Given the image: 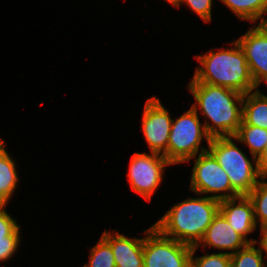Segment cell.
<instances>
[{"mask_svg": "<svg viewBox=\"0 0 267 267\" xmlns=\"http://www.w3.org/2000/svg\"><path fill=\"white\" fill-rule=\"evenodd\" d=\"M197 247L192 246L191 267H231V257L227 253H205L202 256H194Z\"/></svg>", "mask_w": 267, "mask_h": 267, "instance_id": "44dd1931", "label": "cell"}, {"mask_svg": "<svg viewBox=\"0 0 267 267\" xmlns=\"http://www.w3.org/2000/svg\"><path fill=\"white\" fill-rule=\"evenodd\" d=\"M11 156L5 141L0 138V205H8L20 182L16 160Z\"/></svg>", "mask_w": 267, "mask_h": 267, "instance_id": "5bb4252c", "label": "cell"}, {"mask_svg": "<svg viewBox=\"0 0 267 267\" xmlns=\"http://www.w3.org/2000/svg\"><path fill=\"white\" fill-rule=\"evenodd\" d=\"M171 165L162 154L147 151L133 153L127 172L131 190L150 202L164 180V171Z\"/></svg>", "mask_w": 267, "mask_h": 267, "instance_id": "ba28073f", "label": "cell"}, {"mask_svg": "<svg viewBox=\"0 0 267 267\" xmlns=\"http://www.w3.org/2000/svg\"><path fill=\"white\" fill-rule=\"evenodd\" d=\"M171 4L174 8H180L182 0H165Z\"/></svg>", "mask_w": 267, "mask_h": 267, "instance_id": "4316f807", "label": "cell"}, {"mask_svg": "<svg viewBox=\"0 0 267 267\" xmlns=\"http://www.w3.org/2000/svg\"><path fill=\"white\" fill-rule=\"evenodd\" d=\"M175 203L153 226L164 236L196 246L213 218L219 212L220 202L195 194Z\"/></svg>", "mask_w": 267, "mask_h": 267, "instance_id": "3957f363", "label": "cell"}, {"mask_svg": "<svg viewBox=\"0 0 267 267\" xmlns=\"http://www.w3.org/2000/svg\"><path fill=\"white\" fill-rule=\"evenodd\" d=\"M111 246L116 267H143V238L126 236L118 230L101 235Z\"/></svg>", "mask_w": 267, "mask_h": 267, "instance_id": "4fadbf2b", "label": "cell"}, {"mask_svg": "<svg viewBox=\"0 0 267 267\" xmlns=\"http://www.w3.org/2000/svg\"><path fill=\"white\" fill-rule=\"evenodd\" d=\"M267 176H261L248 194L254 206L255 222L259 227L267 223Z\"/></svg>", "mask_w": 267, "mask_h": 267, "instance_id": "d6986e66", "label": "cell"}, {"mask_svg": "<svg viewBox=\"0 0 267 267\" xmlns=\"http://www.w3.org/2000/svg\"><path fill=\"white\" fill-rule=\"evenodd\" d=\"M192 159H194V165L189 187L191 192L205 195L219 202L240 196L232 188L226 171L219 165L217 159L209 150L188 159L185 163Z\"/></svg>", "mask_w": 267, "mask_h": 267, "instance_id": "8992f818", "label": "cell"}, {"mask_svg": "<svg viewBox=\"0 0 267 267\" xmlns=\"http://www.w3.org/2000/svg\"><path fill=\"white\" fill-rule=\"evenodd\" d=\"M187 89L195 100L191 107L205 118L203 124L211 138L235 136L242 122V93L226 87L200 83L193 77Z\"/></svg>", "mask_w": 267, "mask_h": 267, "instance_id": "6da1fadb", "label": "cell"}, {"mask_svg": "<svg viewBox=\"0 0 267 267\" xmlns=\"http://www.w3.org/2000/svg\"><path fill=\"white\" fill-rule=\"evenodd\" d=\"M211 137L206 133L199 114L190 107L184 114L173 119L170 130L167 160L172 165L184 164L188 159L208 150ZM207 147L201 146L202 141Z\"/></svg>", "mask_w": 267, "mask_h": 267, "instance_id": "5b68a950", "label": "cell"}, {"mask_svg": "<svg viewBox=\"0 0 267 267\" xmlns=\"http://www.w3.org/2000/svg\"><path fill=\"white\" fill-rule=\"evenodd\" d=\"M181 5H186L204 23H210L212 21L213 0H182Z\"/></svg>", "mask_w": 267, "mask_h": 267, "instance_id": "603a6c76", "label": "cell"}, {"mask_svg": "<svg viewBox=\"0 0 267 267\" xmlns=\"http://www.w3.org/2000/svg\"><path fill=\"white\" fill-rule=\"evenodd\" d=\"M141 130L149 152L162 154L167 159V146L173 118L158 97H150L144 104Z\"/></svg>", "mask_w": 267, "mask_h": 267, "instance_id": "9c48e42d", "label": "cell"}, {"mask_svg": "<svg viewBox=\"0 0 267 267\" xmlns=\"http://www.w3.org/2000/svg\"><path fill=\"white\" fill-rule=\"evenodd\" d=\"M258 242L248 243L231 257V267H267V253ZM265 253V254H264Z\"/></svg>", "mask_w": 267, "mask_h": 267, "instance_id": "ac0fdd59", "label": "cell"}, {"mask_svg": "<svg viewBox=\"0 0 267 267\" xmlns=\"http://www.w3.org/2000/svg\"><path fill=\"white\" fill-rule=\"evenodd\" d=\"M260 229V239L258 240V244L263 248V250L267 253V223L263 225Z\"/></svg>", "mask_w": 267, "mask_h": 267, "instance_id": "484cf974", "label": "cell"}, {"mask_svg": "<svg viewBox=\"0 0 267 267\" xmlns=\"http://www.w3.org/2000/svg\"><path fill=\"white\" fill-rule=\"evenodd\" d=\"M242 122L267 129V95L260 88L244 94Z\"/></svg>", "mask_w": 267, "mask_h": 267, "instance_id": "9a60e30c", "label": "cell"}, {"mask_svg": "<svg viewBox=\"0 0 267 267\" xmlns=\"http://www.w3.org/2000/svg\"><path fill=\"white\" fill-rule=\"evenodd\" d=\"M262 83L267 84V78H266L265 80H263V81L261 82V84H262Z\"/></svg>", "mask_w": 267, "mask_h": 267, "instance_id": "83f0119b", "label": "cell"}, {"mask_svg": "<svg viewBox=\"0 0 267 267\" xmlns=\"http://www.w3.org/2000/svg\"><path fill=\"white\" fill-rule=\"evenodd\" d=\"M247 244L248 242L238 234L225 217L218 212L196 247H201L203 250L207 246L217 249L221 251V253L232 255L241 248H244Z\"/></svg>", "mask_w": 267, "mask_h": 267, "instance_id": "7c38bea8", "label": "cell"}, {"mask_svg": "<svg viewBox=\"0 0 267 267\" xmlns=\"http://www.w3.org/2000/svg\"><path fill=\"white\" fill-rule=\"evenodd\" d=\"M257 167L261 176H267V144L263 153L257 158Z\"/></svg>", "mask_w": 267, "mask_h": 267, "instance_id": "d4e9b609", "label": "cell"}, {"mask_svg": "<svg viewBox=\"0 0 267 267\" xmlns=\"http://www.w3.org/2000/svg\"><path fill=\"white\" fill-rule=\"evenodd\" d=\"M219 212L248 243L258 242V239L248 238V235L258 229L254 217V206L248 195L220 201Z\"/></svg>", "mask_w": 267, "mask_h": 267, "instance_id": "8fae6325", "label": "cell"}, {"mask_svg": "<svg viewBox=\"0 0 267 267\" xmlns=\"http://www.w3.org/2000/svg\"><path fill=\"white\" fill-rule=\"evenodd\" d=\"M7 205H0V239L7 236H21V226L6 210Z\"/></svg>", "mask_w": 267, "mask_h": 267, "instance_id": "7402d4cb", "label": "cell"}, {"mask_svg": "<svg viewBox=\"0 0 267 267\" xmlns=\"http://www.w3.org/2000/svg\"><path fill=\"white\" fill-rule=\"evenodd\" d=\"M235 141L234 136L213 137L208 144V150L228 174L232 188L239 195H248L257 185L261 174L257 159L248 157Z\"/></svg>", "mask_w": 267, "mask_h": 267, "instance_id": "277c9868", "label": "cell"}, {"mask_svg": "<svg viewBox=\"0 0 267 267\" xmlns=\"http://www.w3.org/2000/svg\"><path fill=\"white\" fill-rule=\"evenodd\" d=\"M234 137L238 143L246 145L250 155L257 159L267 144V129L241 122Z\"/></svg>", "mask_w": 267, "mask_h": 267, "instance_id": "e0dca14e", "label": "cell"}, {"mask_svg": "<svg viewBox=\"0 0 267 267\" xmlns=\"http://www.w3.org/2000/svg\"><path fill=\"white\" fill-rule=\"evenodd\" d=\"M230 43V44H229ZM230 47L215 48L196 56L199 67L193 78L200 83L221 86L247 94L258 89L246 61V56L237 40L227 43Z\"/></svg>", "mask_w": 267, "mask_h": 267, "instance_id": "7a4b0ae2", "label": "cell"}, {"mask_svg": "<svg viewBox=\"0 0 267 267\" xmlns=\"http://www.w3.org/2000/svg\"><path fill=\"white\" fill-rule=\"evenodd\" d=\"M236 40L245 53L251 77L259 87L267 78V23L251 25Z\"/></svg>", "mask_w": 267, "mask_h": 267, "instance_id": "30bf717a", "label": "cell"}, {"mask_svg": "<svg viewBox=\"0 0 267 267\" xmlns=\"http://www.w3.org/2000/svg\"><path fill=\"white\" fill-rule=\"evenodd\" d=\"M142 233L143 267H191L192 246L164 236L153 225Z\"/></svg>", "mask_w": 267, "mask_h": 267, "instance_id": "52a82bcc", "label": "cell"}, {"mask_svg": "<svg viewBox=\"0 0 267 267\" xmlns=\"http://www.w3.org/2000/svg\"><path fill=\"white\" fill-rule=\"evenodd\" d=\"M232 11L240 21L251 24L267 23V0H219ZM266 15V16H265ZM260 21V22H259Z\"/></svg>", "mask_w": 267, "mask_h": 267, "instance_id": "2e32d148", "label": "cell"}, {"mask_svg": "<svg viewBox=\"0 0 267 267\" xmlns=\"http://www.w3.org/2000/svg\"><path fill=\"white\" fill-rule=\"evenodd\" d=\"M88 261L82 267H116L112 248L102 236L96 245L90 248Z\"/></svg>", "mask_w": 267, "mask_h": 267, "instance_id": "ffe728a7", "label": "cell"}, {"mask_svg": "<svg viewBox=\"0 0 267 267\" xmlns=\"http://www.w3.org/2000/svg\"><path fill=\"white\" fill-rule=\"evenodd\" d=\"M21 244L20 236H7L0 239V263L7 262L17 253Z\"/></svg>", "mask_w": 267, "mask_h": 267, "instance_id": "cb8c5ba5", "label": "cell"}]
</instances>
